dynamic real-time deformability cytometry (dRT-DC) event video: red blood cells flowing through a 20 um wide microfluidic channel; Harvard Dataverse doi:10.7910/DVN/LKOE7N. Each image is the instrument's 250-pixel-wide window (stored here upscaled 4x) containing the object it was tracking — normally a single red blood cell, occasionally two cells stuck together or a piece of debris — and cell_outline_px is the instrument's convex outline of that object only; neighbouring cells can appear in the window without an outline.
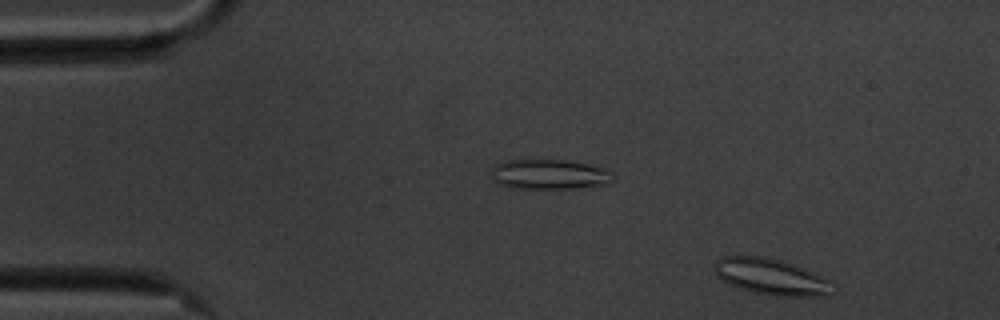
{"species": "common noctule bat (a hibernating species)", "species_latin": "Nyctalus noctula", "temperature_condition": "cold", "stored_images_in_passage": 54, "camera_frame_rate_fps": 3000, "um_per_image_px": 0.085, "animal": {"sex": "male", "body_mass_g": 20.1, "forearm_length_mm": 53.5}, "frame": {"image": 1, "passage_image": 3, "time_ms": 0.667, "image_size_px": [1000, 320], "cell_outline_px": [[836, 292], [828, 296], [776, 296], [752, 292], [728, 284], [720, 280], [716, 276], [716, 260], [724, 256], [764, 256], [780, 260], [792, 264], [824, 276], [832, 280], [836, 284]], "centroid_in_image_um": [65.64, 23.55], "position_along_channel_um": 19.4, "area_um2": 25.37}}
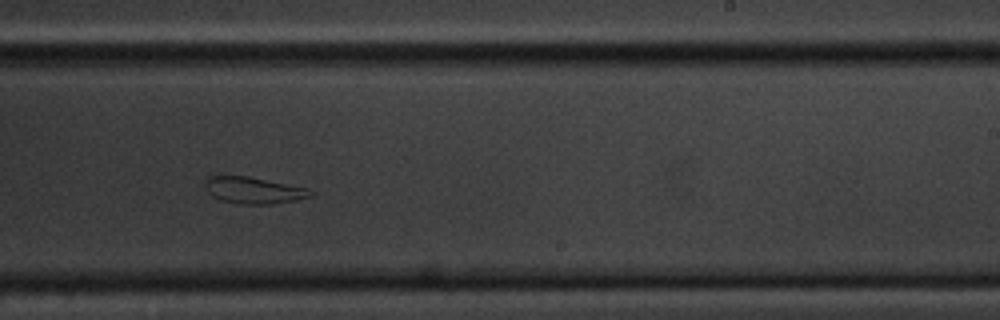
{"frame": {"image": 2, "passage_image": 32, "time_ms": 10.333, "image_size_px": [1000, 320], "cell_outline_px": [[316, 192], [312, 196], [296, 200], [272, 204], [240, 204], [220, 200], [212, 196], [208, 192], [204, 184], [204, 180], [208, 176], [248, 176], [308, 188]], "centroid_in_image_um": [21.56, 16.18], "position_along_channel_um": 267.4, "area_um2": 16.47}}
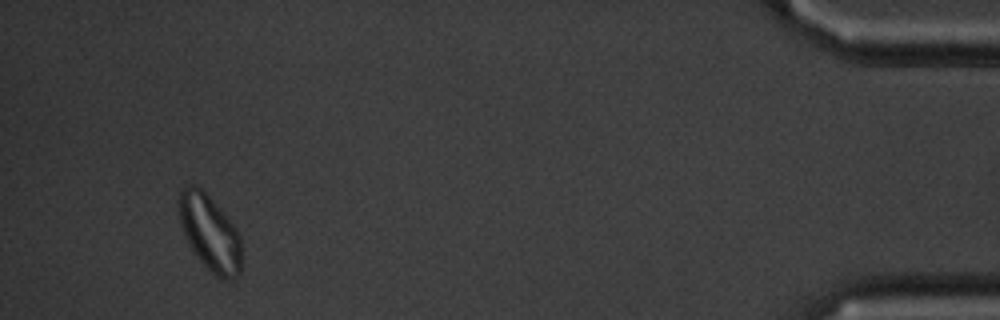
{"frame": {"image": 3, "passage_image": 51, "time_ms": 16.667, "image_size_px": [1000, 320], "cell_outline_px": [[240, 276], [228, 280], [220, 280], [196, 256], [188, 244], [180, 224], [176, 204], [180, 188], [192, 184], [200, 188], [208, 196], [236, 228], [240, 236]], "centroid_in_image_um": [17.79, 19.79], "position_along_channel_um": 417.4, "area_um2": 27.69}, "authors_computed_cell_mechanics": {"area_um2": 23.0911, "velocity_mm_per_s": 3.4786, "shape_relaxation_time_tau1_ms": null, "shape_relaxation_time_tau2_ms": 4.8893, "deformation_change_tau1": null, "deformation_change_tau2": 0.0733}}